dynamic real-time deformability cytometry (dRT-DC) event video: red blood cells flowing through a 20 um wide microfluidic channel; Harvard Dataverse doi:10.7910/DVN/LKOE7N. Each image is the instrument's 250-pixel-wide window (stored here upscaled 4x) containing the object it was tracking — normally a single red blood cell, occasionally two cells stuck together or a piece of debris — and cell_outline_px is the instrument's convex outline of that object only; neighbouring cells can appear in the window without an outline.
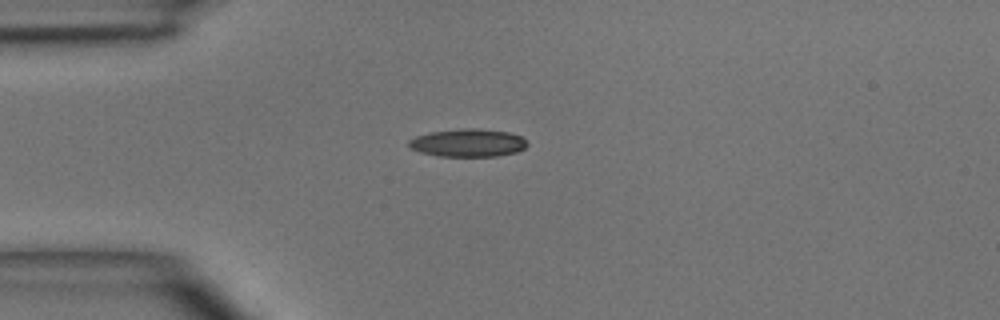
{"species": "common noctule bat (a hibernating species)", "species_latin": "Nyctalus noctula", "temperature_condition": "room temperature", "stored_images_in_passage": 2, "camera_frame_rate_fps": 3000, "um_per_image_px": 0.085, "animal": {"sex": "male", "body_mass_g": 15.6}, "frame": {"image": 1, "passage_image": 2, "time_ms": 2.0, "image_size_px": [1000, 320], "cell_outline_px": [[528, 144], [524, 148], [516, 152], [496, 156], [440, 156], [420, 152], [408, 148], [408, 140], [416, 136], [432, 132], [460, 128], [476, 128], [508, 132], [520, 136]], "centroid_in_image_um": [39.74, 12.14], "position_along_channel_um": 45.3, "area_um2": 19.19}}